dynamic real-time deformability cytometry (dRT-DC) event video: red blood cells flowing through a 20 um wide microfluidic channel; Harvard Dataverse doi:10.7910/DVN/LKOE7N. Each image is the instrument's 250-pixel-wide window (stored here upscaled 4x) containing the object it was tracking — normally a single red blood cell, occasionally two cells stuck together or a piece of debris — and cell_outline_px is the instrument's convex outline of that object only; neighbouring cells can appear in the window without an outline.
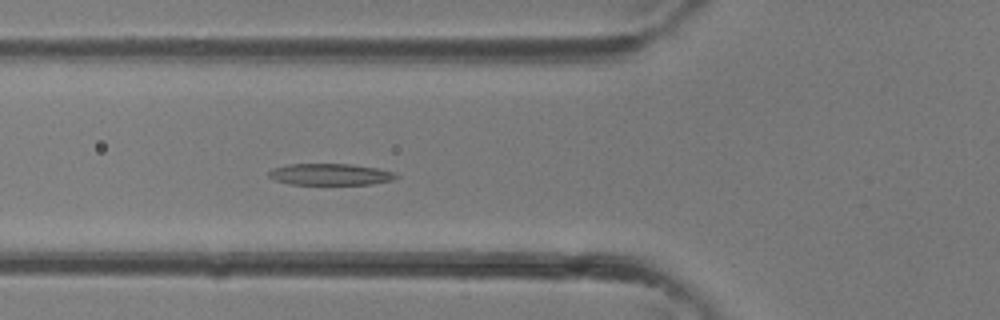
{"species": "common noctule bat (a hibernating species)", "species_latin": "Nyctalus noctula", "temperature_condition": "room temperature", "stored_images_in_passage": 17, "camera_frame_rate_fps": 3000, "um_per_image_px": 0.085, "animal": {"sex": "female"}, "frame": {"image": 1, "passage_image": 14, "time_ms": 4.333, "image_size_px": [1000, 320], "cell_outline_px": [[400, 176], [392, 180], [372, 184], [288, 184], [276, 180], [268, 176], [268, 172], [272, 168], [288, 164], [352, 164], [380, 168], [396, 172]], "centroid_in_image_um": [28.11, 14.81], "position_along_channel_um": 97.7, "area_um2": 16.13}}
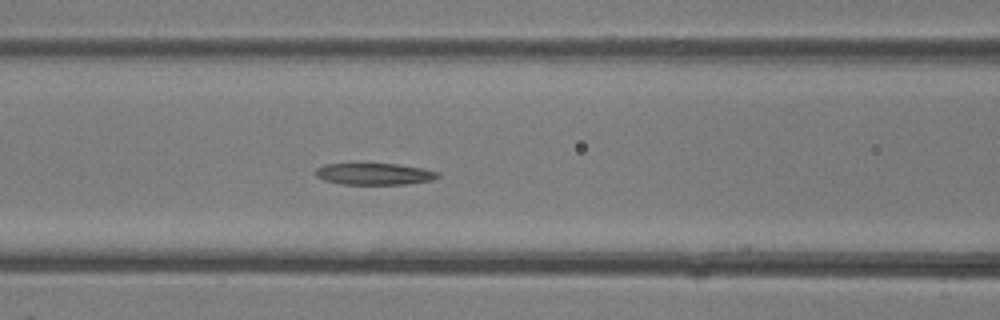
{"frame": {"image": 2, "passage_image": 16, "time_ms": 5.0, "image_size_px": [1000, 320], "cell_outline_px": [[440, 176], [432, 180], [408, 184], [344, 184], [324, 180], [316, 176], [316, 168], [324, 164], [396, 164], [424, 168], [440, 172]], "centroid_in_image_um": [31.86, 14.78], "position_along_channel_um": 134.7, "area_um2": 15.37}}